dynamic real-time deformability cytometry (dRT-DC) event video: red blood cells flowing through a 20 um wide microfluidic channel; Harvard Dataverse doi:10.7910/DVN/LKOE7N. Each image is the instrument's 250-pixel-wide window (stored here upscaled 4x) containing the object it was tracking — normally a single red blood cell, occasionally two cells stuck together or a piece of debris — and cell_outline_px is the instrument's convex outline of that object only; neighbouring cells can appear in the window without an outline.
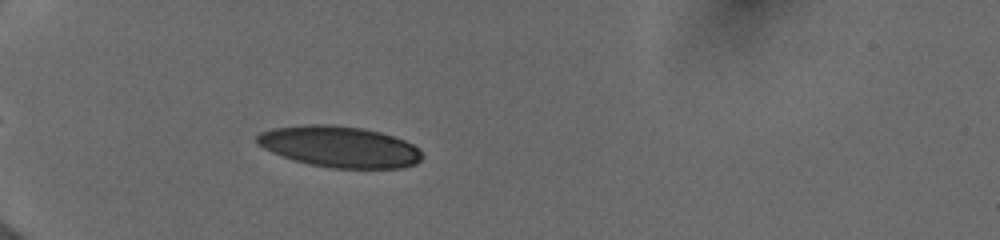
{"species": "human", "species_latin": "Homo sapiens", "temperature_condition": "cold", "stored_images_in_passage": 25, "camera_frame_rate_fps": 3000, "um_per_image_px": 0.085, "donor": {"sex": "female"}, "frame": {"image": 1, "passage_image": 3, "time_ms": 1.333, "image_size_px": [1000, 240], "cell_outline_px": [[424, 156], [416, 164], [404, 168], [332, 168], [308, 164], [280, 156], [256, 144], [256, 136], [260, 132], [272, 128], [308, 124], [328, 124], [364, 128], [380, 132], [404, 140], [412, 144]], "centroid_in_image_um": [28.83, 12.47], "position_along_channel_um": 56.2, "area_um2": 39.77}}
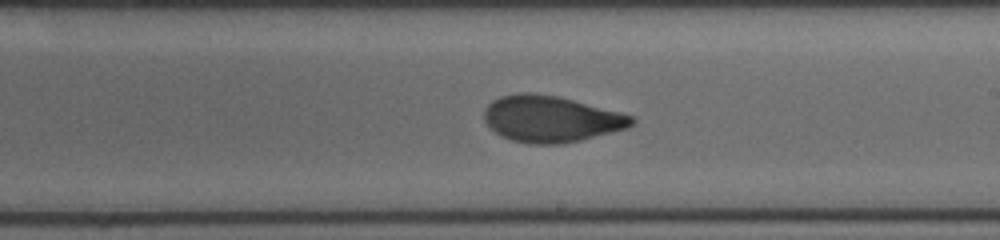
{"frame": {"image": 2, "passage_image": 14, "time_ms": 6.667, "image_size_px": [1000, 240], "cell_outline_px": [[636, 120], [628, 128], [580, 140], [560, 144], [528, 144], [512, 140], [500, 136], [484, 120], [484, 112], [488, 104], [492, 100], [500, 96], [520, 92], [532, 92], [560, 96], [632, 116]], "centroid_in_image_um": [46.8, 10.1], "position_along_channel_um": 242.2, "area_um2": 39.77}}
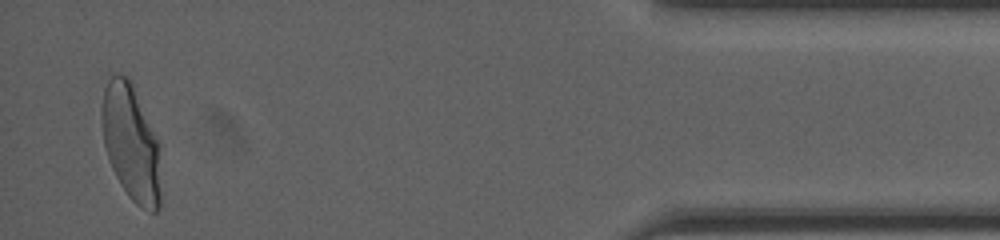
{"frame": {"image": 3, "passage_image": 25, "time_ms": 12.667, "image_size_px": [1000, 240], "cell_outline_px": [[160, 208], [156, 212], [152, 212], [136, 204], [128, 196], [120, 184], [108, 160], [104, 144], [100, 116], [100, 108], [104, 88], [112, 72], [128, 76], [132, 84], [160, 144]], "centroid_in_image_um": [11.12, 12.13], "position_along_channel_um": 424.1, "area_um2": 40.46}, "authors_computed_cell_mechanics": {"area_um2": 39.7664, "velocity_mm_per_s": 3.9694, "shape_relaxation_time_tau1_ms": 7.1047, "shape_relaxation_time_tau2_ms": 0.8415, "deformation_change_tau1": 0.1948, "deformation_change_tau2": 0.0555}}